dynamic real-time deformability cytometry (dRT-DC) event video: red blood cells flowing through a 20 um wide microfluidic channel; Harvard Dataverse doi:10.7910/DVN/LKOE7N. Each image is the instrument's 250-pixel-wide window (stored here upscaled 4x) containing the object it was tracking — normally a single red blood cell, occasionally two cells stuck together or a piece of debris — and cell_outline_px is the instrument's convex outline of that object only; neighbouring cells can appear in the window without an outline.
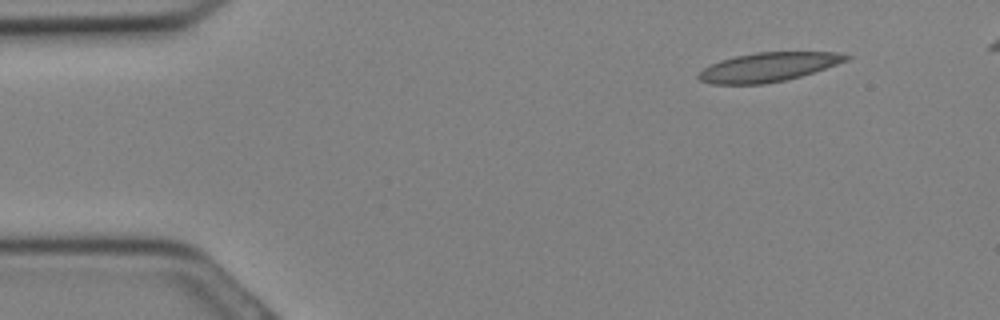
{"species": "Egyptian fruit bat (a non-hibernating species)", "species_latin": "Rousettus aegyptiacus", "temperature_condition": "cold", "stored_images_in_passage": 29, "camera_frame_rate_fps": 3000, "um_per_image_px": 0.085, "animal": {"sex": "female"}, "frame": {"image": 1, "passage_image": 3, "time_ms": 0.667, "image_size_px": [1000, 320], "cell_outline_px": [[852, 56], [848, 60], [800, 76], [784, 80], [764, 84], [712, 84], [700, 80], [696, 76], [708, 64], [720, 60], [736, 56], [756, 52], [836, 52]], "centroid_in_image_um": [65.26, 5.7], "position_along_channel_um": 19.7, "area_um2": 24.8}}
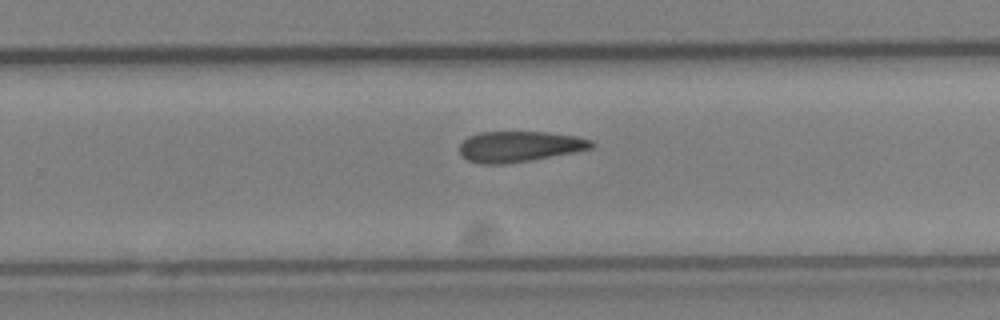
{"frame": {"image": 2, "passage_image": 19, "time_ms": 6.0, "image_size_px": [1000, 320], "cell_outline_px": [[596, 144], [592, 148], [576, 152], [532, 160], [504, 164], [480, 164], [468, 160], [460, 152], [460, 144], [468, 136], [480, 132], [544, 132], [576, 136], [592, 140]], "centroid_in_image_um": [44.18, 12.45], "position_along_channel_um": 285.6, "area_um2": 23.64}}
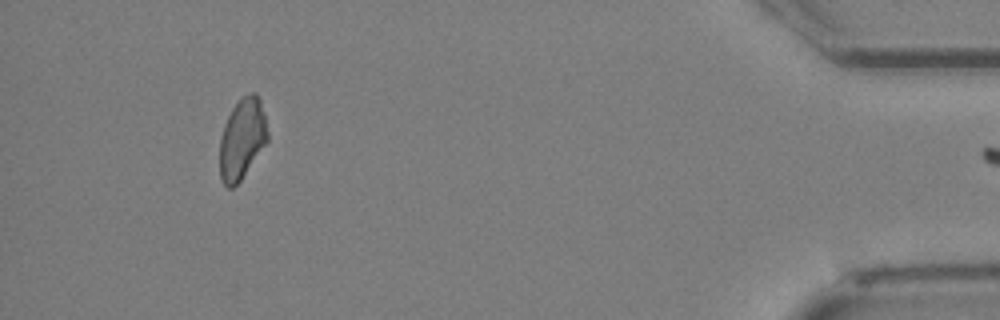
{"frame": {"image": 3, "passage_image": 28, "time_ms": 9.0, "image_size_px": [1000, 320], "cell_outline_px": [[268, 140], [240, 180], [232, 188], [228, 188], [224, 184], [220, 176], [220, 136], [224, 124], [232, 108], [244, 96], [252, 92], [256, 92], [260, 100], [264, 112], [268, 132]], "centroid_in_image_um": [20.58, 11.79], "position_along_channel_um": 414.6, "area_um2": 22.25}}